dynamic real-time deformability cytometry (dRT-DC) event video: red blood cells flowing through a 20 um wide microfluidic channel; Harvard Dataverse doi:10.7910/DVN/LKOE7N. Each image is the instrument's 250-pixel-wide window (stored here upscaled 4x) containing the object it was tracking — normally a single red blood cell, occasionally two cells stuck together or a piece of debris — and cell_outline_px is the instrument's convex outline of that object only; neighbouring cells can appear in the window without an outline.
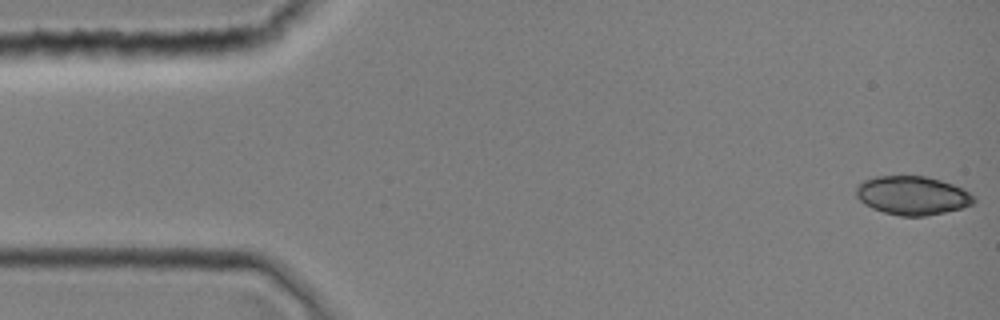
{"species": "common noctule bat (a hibernating species)", "species_latin": "Nyctalus noctula", "temperature_condition": "room temperature", "stored_images_in_passage": 10, "camera_frame_rate_fps": 3000, "um_per_image_px": 0.085, "animal": {"sex": "female", "body_mass_g": 19.0, "forearm_length_mm": 51.5}, "frame": {"image": 1, "passage_image": 1, "time_ms": 0.0, "image_size_px": [1000, 320], "cell_outline_px": [[976, 200], [972, 204], [960, 208], [944, 212], [924, 216], [900, 216], [884, 212], [872, 208], [864, 204], [856, 196], [856, 184], [864, 180], [876, 176], [924, 176], [940, 180], [952, 184], [968, 192]], "centroid_in_image_um": [77.5, 16.61], "position_along_channel_um": 7.5, "area_um2": 26.36}}
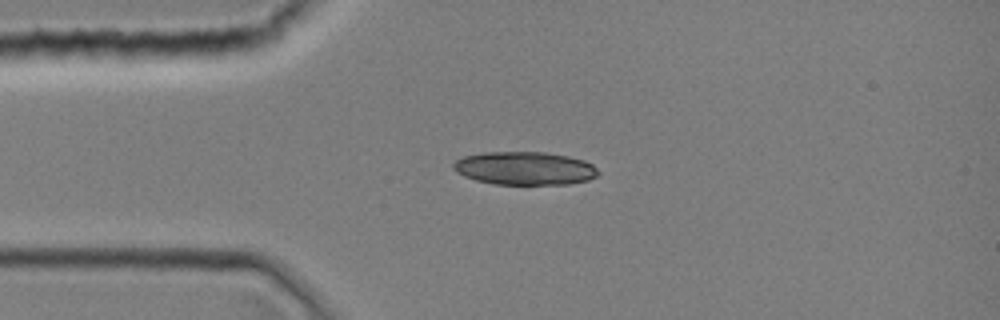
{"frame": {"image": 2, "passage_image": 9, "time_ms": 2.667, "image_size_px": [1000, 320], "cell_outline_px": [[600, 172], [596, 176], [588, 180], [568, 184], [496, 184], [476, 180], [464, 176], [456, 172], [452, 168], [452, 164], [456, 160], [464, 156], [484, 152], [544, 152], [568, 156], [584, 160], [592, 164]], "centroid_in_image_um": [44.59, 14.3], "position_along_channel_um": 40.4, "area_um2": 28.03}}